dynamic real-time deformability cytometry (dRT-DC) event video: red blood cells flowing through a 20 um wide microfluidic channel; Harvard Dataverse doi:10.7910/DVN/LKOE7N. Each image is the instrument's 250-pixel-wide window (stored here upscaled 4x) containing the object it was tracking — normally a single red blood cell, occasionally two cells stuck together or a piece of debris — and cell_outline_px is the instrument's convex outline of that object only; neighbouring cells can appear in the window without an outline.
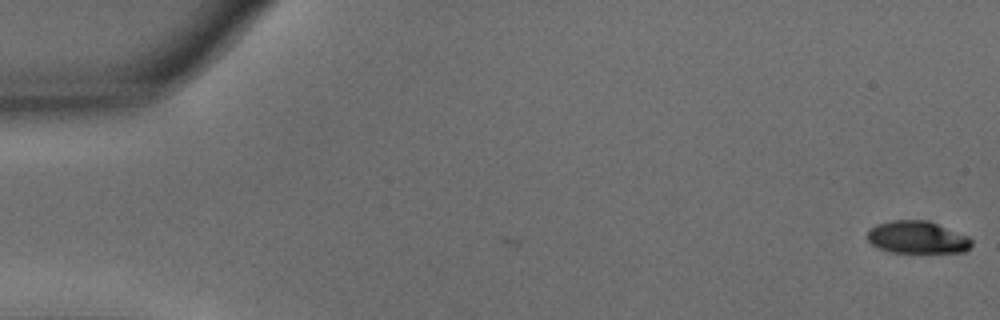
{"species": "common noctule bat (a hibernating species)", "species_latin": "Nyctalus noctula", "temperature_condition": "warm", "stored_images_in_passage": 3, "camera_frame_rate_fps": 3000, "um_per_image_px": 0.085, "animal": {"sex": "male", "body_mass_g": 15.6}, "frame": {"image": 1, "passage_image": 3, "time_ms": 0.667, "image_size_px": [1000, 320], "cell_outline_px": [[972, 244], [964, 252], [888, 252], [876, 248], [868, 240], [868, 232], [876, 224], [892, 220], [928, 220], [968, 236], [972, 240]], "centroid_in_image_um": [77.95, 20.17], "position_along_channel_um": 7.0, "area_um2": 19.65}}